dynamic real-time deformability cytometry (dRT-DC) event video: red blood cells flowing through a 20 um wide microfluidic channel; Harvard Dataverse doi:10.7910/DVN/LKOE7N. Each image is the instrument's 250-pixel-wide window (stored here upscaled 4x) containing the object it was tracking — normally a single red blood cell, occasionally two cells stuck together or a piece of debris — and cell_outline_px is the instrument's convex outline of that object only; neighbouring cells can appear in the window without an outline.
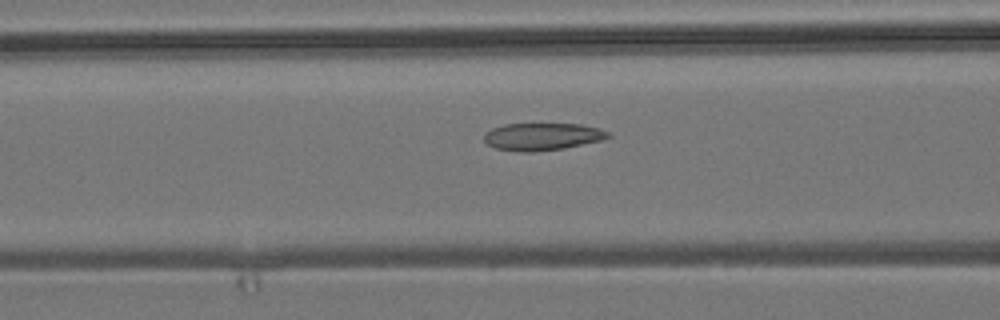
{"species": "common noctule bat (a hibernating species)", "species_latin": "Nyctalus noctula", "temperature_condition": "room temperature", "stored_images_in_passage": 24, "camera_frame_rate_fps": 3000, "um_per_image_px": 0.085, "animal": {"sex": "male", "body_mass_g": 19.2, "forearm_length_mm": 51.8}, "frame": {"image": 1, "passage_image": 10, "time_ms": 3.0, "image_size_px": [1000, 320], "cell_outline_px": [[612, 136], [604, 140], [564, 148], [532, 152], [520, 152], [496, 148], [488, 144], [484, 140], [484, 132], [492, 128], [504, 124], [580, 124], [600, 128], [608, 132]], "centroid_in_image_um": [46.11, 11.61], "position_along_channel_um": 120.5, "area_um2": 19.88}}
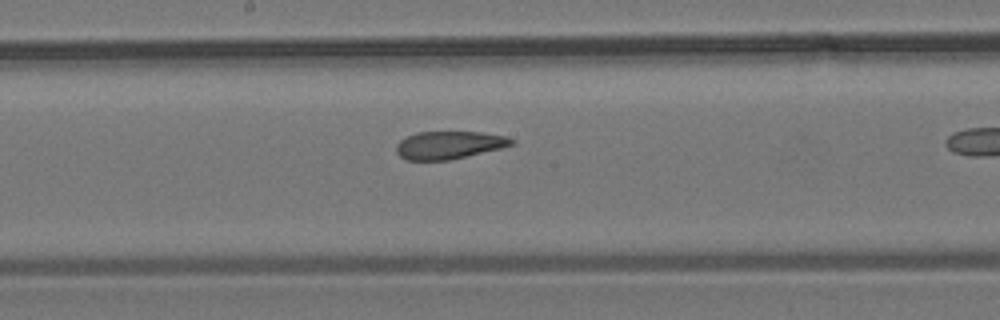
{"frame": {"image": 2, "passage_image": 17, "time_ms": 5.333, "image_size_px": [1000, 320], "cell_outline_px": [[516, 144], [500, 148], [448, 160], [404, 160], [396, 152], [396, 144], [400, 140], [416, 132], [480, 132], [504, 136], [516, 140]], "centroid_in_image_um": [38.15, 12.33], "position_along_channel_um": 210.1, "area_um2": 18.55}}
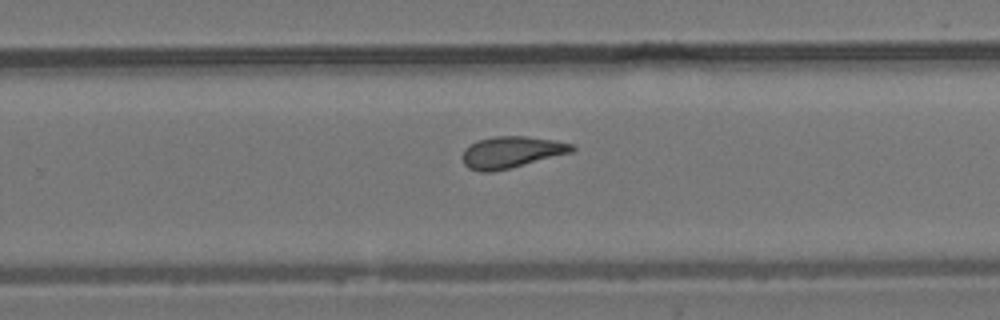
{"frame": {"image": 3, "passage_image": 23, "time_ms": 7.333, "image_size_px": [1000, 320], "cell_outline_px": [[576, 148], [572, 152], [492, 172], [480, 172], [468, 168], [464, 164], [460, 156], [464, 148], [480, 140], [496, 136], [524, 136], [556, 140], [572, 144]], "centroid_in_image_um": [43.43, 12.93], "position_along_channel_um": 286.4, "area_um2": 20.0}}